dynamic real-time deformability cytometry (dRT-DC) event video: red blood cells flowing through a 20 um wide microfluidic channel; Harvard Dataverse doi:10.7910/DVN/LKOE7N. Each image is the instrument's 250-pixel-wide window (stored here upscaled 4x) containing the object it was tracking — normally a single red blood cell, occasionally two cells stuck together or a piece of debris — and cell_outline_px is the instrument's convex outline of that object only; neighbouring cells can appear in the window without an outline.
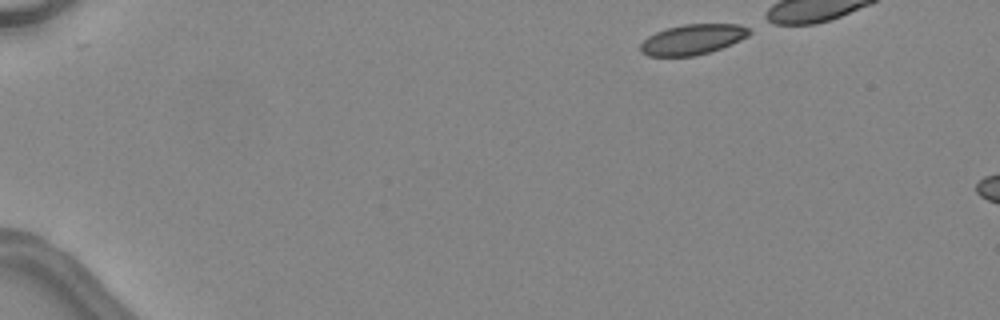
{"species": "common noctule bat (a hibernating species)", "species_latin": "Nyctalus noctula", "temperature_condition": "warm", "stored_images_in_passage": 5, "camera_frame_rate_fps": 3000, "um_per_image_px": 0.085, "animal": {"sex": "female", "body_mass_g": 24.6, "forearm_length_mm": 56.2}, "frame": {"image": 1, "passage_image": 1, "time_ms": 0.0, "image_size_px": [1000, 320], "cell_outline_px": [[752, 32], [748, 36], [732, 44], [696, 56], [648, 56], [640, 52], [640, 44], [648, 36], [656, 32], [668, 28], [684, 24], [740, 24], [748, 28]], "centroid_in_image_um": [58.87, 3.35], "position_along_channel_um": 26.1, "area_um2": 19.19}}